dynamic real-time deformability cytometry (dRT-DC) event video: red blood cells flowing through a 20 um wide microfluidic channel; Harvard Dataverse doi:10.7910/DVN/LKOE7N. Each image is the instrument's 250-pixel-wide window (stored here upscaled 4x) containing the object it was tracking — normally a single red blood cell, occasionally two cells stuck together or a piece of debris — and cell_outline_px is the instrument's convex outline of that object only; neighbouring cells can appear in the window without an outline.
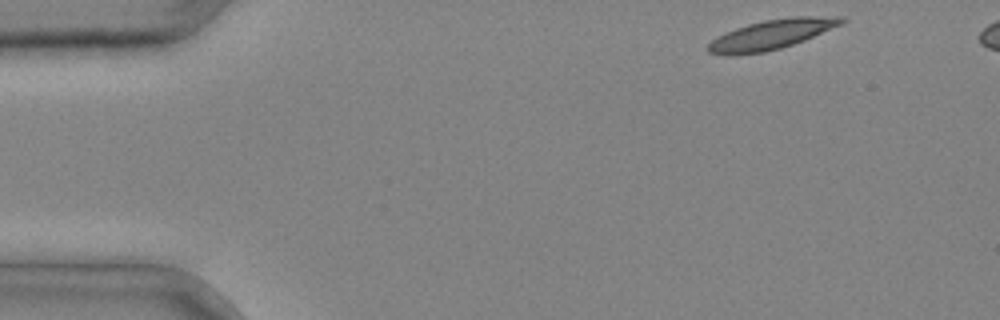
{"species": "common noctule bat (a hibernating species)", "species_latin": "Nyctalus noctula", "temperature_condition": "cold", "stored_images_in_passage": 31, "camera_frame_rate_fps": 3000, "um_per_image_px": 0.085, "animal": {"sex": "male", "body_mass_g": 20.4}, "frame": {"image": 1, "passage_image": 1, "time_ms": 0.0, "image_size_px": [1000, 320], "cell_outline_px": [[848, 20], [840, 24], [804, 40], [780, 48], [764, 52], [732, 56], [728, 56], [708, 52], [704, 48], [712, 40], [736, 28], [748, 24], [764, 20], [792, 16], [844, 16]], "centroid_in_image_um": [65.56, 2.93], "position_along_channel_um": 19.4, "area_um2": 22.95}}
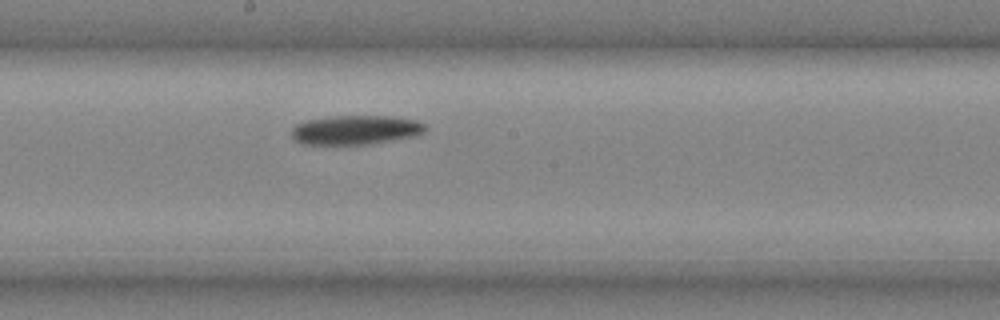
{"frame": {"image": 2, "passage_image": 18, "time_ms": 5.667, "image_size_px": [1000, 320], "cell_outline_px": [[424, 132], [416, 136], [372, 144], [300, 144], [292, 136], [292, 128], [296, 124], [308, 120], [332, 116], [392, 116], [416, 120], [424, 124]], "centroid_in_image_um": [30.23, 11.04], "position_along_channel_um": 218.0, "area_um2": 22.77}}
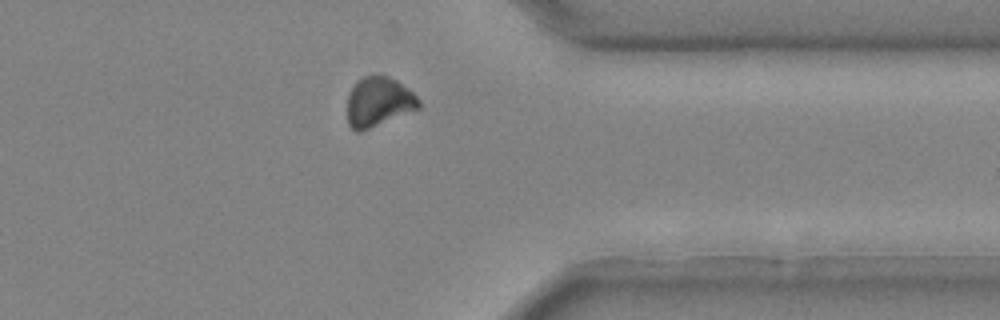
{"frame": {"image": 3, "passage_image": 28, "time_ms": 9.0, "image_size_px": [1000, 320], "cell_outline_px": [[420, 108], [360, 132], [356, 132], [348, 124], [348, 92], [356, 80], [372, 72], [388, 76], [396, 80], [408, 88], [420, 100]], "centroid_in_image_um": [32.16, 8.62], "position_along_channel_um": 379.2, "area_um2": 20.98}}